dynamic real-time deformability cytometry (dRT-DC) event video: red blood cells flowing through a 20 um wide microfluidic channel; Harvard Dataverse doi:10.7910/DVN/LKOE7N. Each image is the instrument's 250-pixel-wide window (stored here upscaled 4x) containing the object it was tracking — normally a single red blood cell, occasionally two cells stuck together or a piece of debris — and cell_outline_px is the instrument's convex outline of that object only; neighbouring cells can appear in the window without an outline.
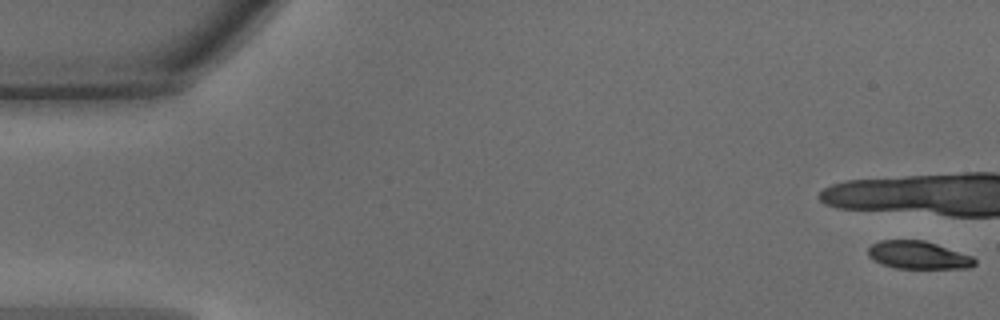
{"species": "common noctule bat (a hibernating species)", "species_latin": "Nyctalus noctula", "temperature_condition": "warm", "stored_images_in_passage": 21, "camera_frame_rate_fps": 3000, "um_per_image_px": 0.085, "animal": {"sex": "male", "body_mass_g": 15.6}, "frame": {"image": 1, "passage_image": 1, "time_ms": 0.0, "image_size_px": [1000, 320], "cell_outline_px": [[976, 264], [968, 268], [896, 268], [872, 260], [868, 256], [868, 248], [872, 244], [880, 240], [924, 240], [972, 256], [976, 260]], "centroid_in_image_um": [78.03, 21.68], "position_along_channel_um": 7.0, "area_um2": 17.17}}
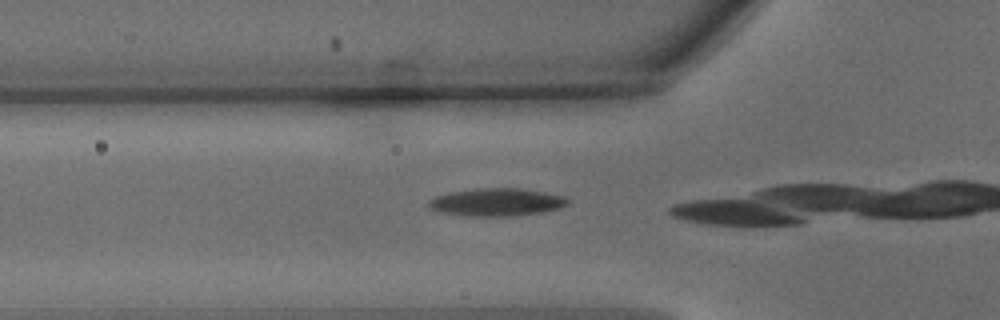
{"frame": {"image": 2, "passage_image": 15, "time_ms": 4.667, "image_size_px": [1000, 320], "cell_outline_px": [[568, 204], [560, 208], [540, 212], [516, 216], [468, 216], [440, 212], [428, 208], [428, 200], [436, 196], [448, 192], [476, 188], [516, 188], [544, 192], [564, 196], [568, 200]], "centroid_in_image_um": [42.17, 17.18], "position_along_channel_um": 83.6, "area_um2": 22.54}}